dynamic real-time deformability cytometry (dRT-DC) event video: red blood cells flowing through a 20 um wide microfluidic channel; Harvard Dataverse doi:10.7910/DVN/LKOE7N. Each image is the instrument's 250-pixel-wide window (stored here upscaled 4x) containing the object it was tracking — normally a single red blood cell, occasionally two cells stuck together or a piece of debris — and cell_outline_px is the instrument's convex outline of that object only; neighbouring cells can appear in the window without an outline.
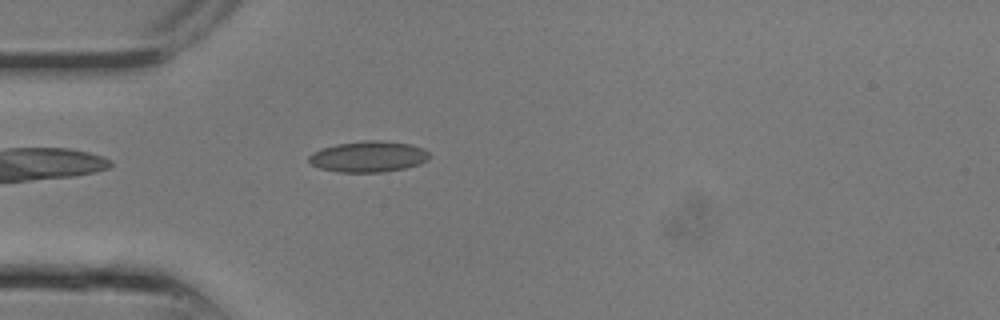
{"species": "common noctule bat (a hibernating species)", "species_latin": "Nyctalus noctula", "temperature_condition": "room temperature", "stored_images_in_passage": 13, "camera_frame_rate_fps": 3000, "um_per_image_px": 0.085, "animal": {"sex": "male", "body_mass_g": 13.3}, "frame": {"image": 1, "passage_image": 7, "time_ms": 2.0, "image_size_px": [1000, 320], "cell_outline_px": [[432, 156], [428, 160], [420, 164], [404, 168], [384, 172], [336, 172], [320, 168], [312, 164], [308, 160], [308, 156], [312, 152], [320, 148], [336, 144], [364, 140], [380, 140], [412, 144], [424, 148]], "centroid_in_image_um": [31.33, 13.3], "position_along_channel_um": 53.7, "area_um2": 22.08}}
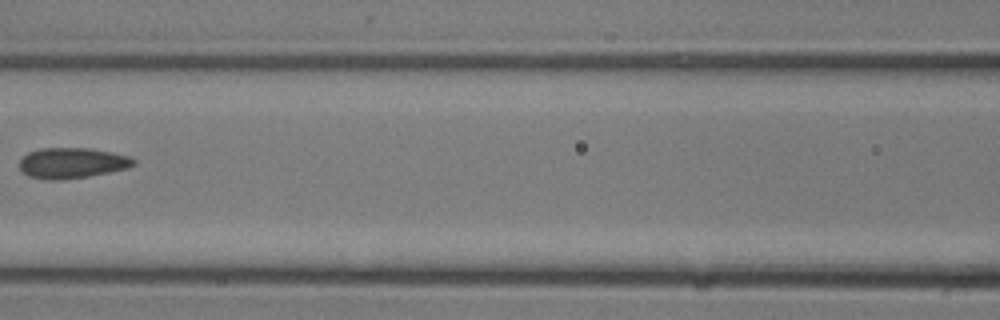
{"frame": {"image": 2, "passage_image": 11, "time_ms": 3.333, "image_size_px": [1000, 320], "cell_outline_px": [[136, 164], [128, 168], [88, 176], [60, 180], [48, 180], [28, 176], [20, 168], [20, 156], [28, 152], [40, 148], [92, 148], [112, 152], [128, 156], [136, 160]], "centroid_in_image_um": [6.11, 13.84], "position_along_channel_um": 160.5, "area_um2": 20.46}}
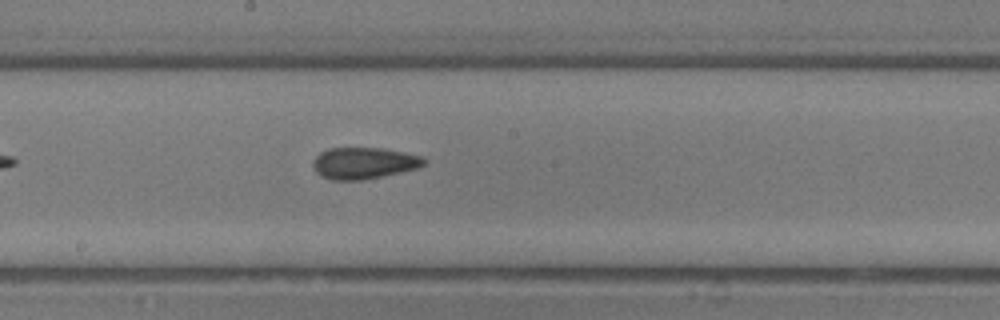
{"frame": {"image": 3, "passage_image": 13, "time_ms": 4.0, "image_size_px": [1000, 320], "cell_outline_px": [[428, 160], [424, 164], [416, 168], [400, 172], [364, 180], [332, 180], [316, 172], [312, 164], [316, 156], [320, 152], [328, 148], [384, 148], [404, 152], [420, 156]], "centroid_in_image_um": [30.92, 13.86], "position_along_channel_um": 217.3, "area_um2": 20.29}}